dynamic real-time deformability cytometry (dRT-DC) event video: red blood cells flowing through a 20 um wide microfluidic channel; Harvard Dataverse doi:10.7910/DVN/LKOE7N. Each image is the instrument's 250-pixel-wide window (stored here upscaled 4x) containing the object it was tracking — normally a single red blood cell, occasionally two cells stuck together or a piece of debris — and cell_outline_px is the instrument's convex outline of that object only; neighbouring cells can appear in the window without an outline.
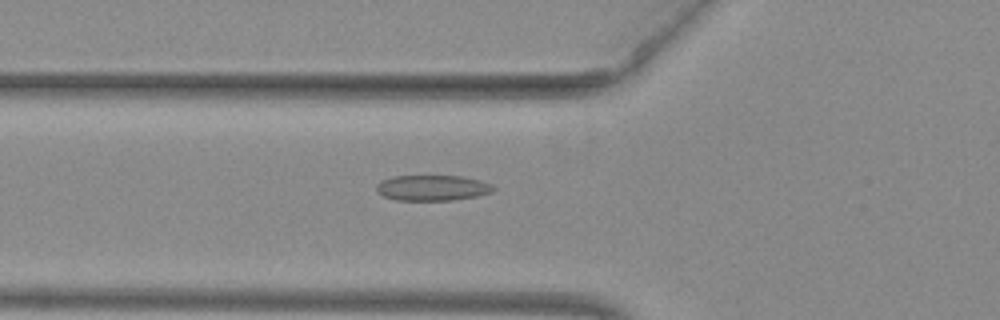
{"species": "common noctule bat (a hibernating species)", "species_latin": "Nyctalus noctula", "temperature_condition": "warm", "stored_images_in_passage": 53, "camera_frame_rate_fps": 3000, "um_per_image_px": 0.085, "animal": {"sex": "female", "body_mass_g": 29.2, "forearm_length_mm": 56.3}, "frame": {"image": 1, "passage_image": 20, "time_ms": 6.333, "image_size_px": [1000, 320], "cell_outline_px": [[496, 188], [492, 192], [476, 196], [452, 200], [396, 200], [384, 196], [376, 192], [376, 184], [380, 180], [392, 176], [464, 176], [480, 180], [492, 184]], "centroid_in_image_um": [36.74, 15.96], "position_along_channel_um": 89.1, "area_um2": 17.57}}
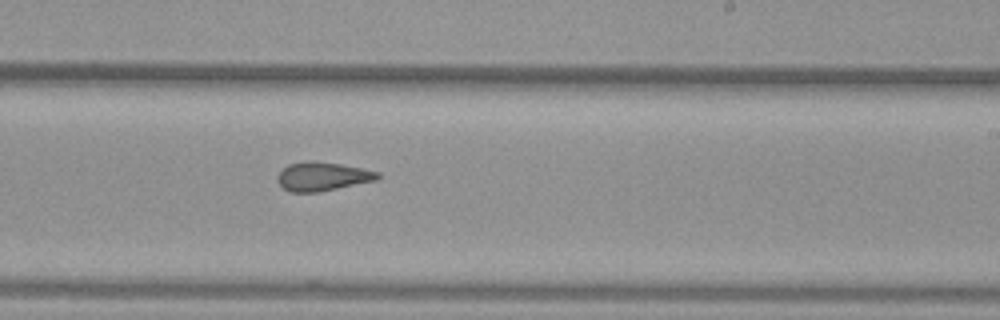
{"frame": {"image": 2, "passage_image": 33, "time_ms": 10.667, "image_size_px": [1000, 320], "cell_outline_px": [[380, 176], [376, 180], [320, 192], [292, 192], [284, 188], [276, 180], [276, 176], [288, 164], [304, 160], [312, 160], [340, 164], [380, 172]], "centroid_in_image_um": [27.38, 14.99], "position_along_channel_um": 261.6, "area_um2": 16.82}}
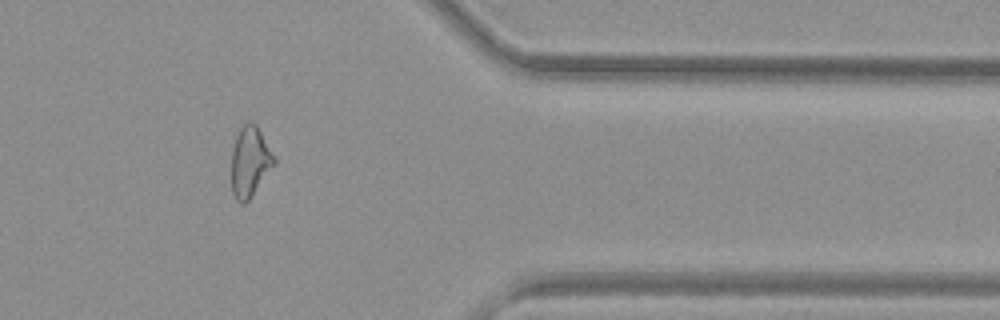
{"frame": {"image": 3, "passage_image": 44, "time_ms": 14.333, "image_size_px": [1000, 320], "cell_outline_px": [[276, 160], [248, 200], [244, 204], [240, 204], [236, 200], [232, 192], [232, 148], [236, 136], [240, 128], [248, 120], [252, 120], [256, 124], [276, 156]], "centroid_in_image_um": [21.23, 13.69], "position_along_channel_um": 390.2, "area_um2": 17.34}, "authors_computed_cell_mechanics": {"area_um2": 18.0336, "velocity_mm_per_s": 3.9755, "shape_relaxation_time_tau1_ms": null, "shape_relaxation_time_tau2_ms": 2.3756, "deformation_change_tau1": null, "deformation_change_tau2": 0.1184}}